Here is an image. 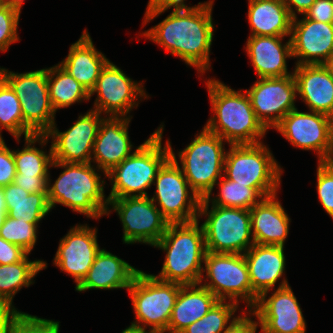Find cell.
I'll use <instances>...</instances> for the list:
<instances>
[{"instance_id":"10","label":"cell","mask_w":333,"mask_h":333,"mask_svg":"<svg viewBox=\"0 0 333 333\" xmlns=\"http://www.w3.org/2000/svg\"><path fill=\"white\" fill-rule=\"evenodd\" d=\"M3 77L20 101L24 138L45 135L55 124L56 113L50 102L47 68L21 74L3 68Z\"/></svg>"},{"instance_id":"44","label":"cell","mask_w":333,"mask_h":333,"mask_svg":"<svg viewBox=\"0 0 333 333\" xmlns=\"http://www.w3.org/2000/svg\"><path fill=\"white\" fill-rule=\"evenodd\" d=\"M49 177L16 175L13 183L29 193H47L48 182H51Z\"/></svg>"},{"instance_id":"30","label":"cell","mask_w":333,"mask_h":333,"mask_svg":"<svg viewBox=\"0 0 333 333\" xmlns=\"http://www.w3.org/2000/svg\"><path fill=\"white\" fill-rule=\"evenodd\" d=\"M3 193L7 215L13 219L21 217L38 227L39 221L51 210L47 193H29L14 183L4 186Z\"/></svg>"},{"instance_id":"50","label":"cell","mask_w":333,"mask_h":333,"mask_svg":"<svg viewBox=\"0 0 333 333\" xmlns=\"http://www.w3.org/2000/svg\"><path fill=\"white\" fill-rule=\"evenodd\" d=\"M323 65L327 68V70L333 77V52L331 53V55L328 57V59L326 60V62Z\"/></svg>"},{"instance_id":"7","label":"cell","mask_w":333,"mask_h":333,"mask_svg":"<svg viewBox=\"0 0 333 333\" xmlns=\"http://www.w3.org/2000/svg\"><path fill=\"white\" fill-rule=\"evenodd\" d=\"M223 171L225 178L256 188L265 198L277 194L283 172L262 142L230 145Z\"/></svg>"},{"instance_id":"11","label":"cell","mask_w":333,"mask_h":333,"mask_svg":"<svg viewBox=\"0 0 333 333\" xmlns=\"http://www.w3.org/2000/svg\"><path fill=\"white\" fill-rule=\"evenodd\" d=\"M171 157L158 170L153 184L155 195L151 200L158 202L161 214L169 223L197 220L201 198L189 186L179 166L169 140ZM190 190V191H189ZM192 193V194H191Z\"/></svg>"},{"instance_id":"3","label":"cell","mask_w":333,"mask_h":333,"mask_svg":"<svg viewBox=\"0 0 333 333\" xmlns=\"http://www.w3.org/2000/svg\"><path fill=\"white\" fill-rule=\"evenodd\" d=\"M199 220L170 223L162 238L154 245L166 252L157 279L181 285H195L203 281L206 254L204 231Z\"/></svg>"},{"instance_id":"53","label":"cell","mask_w":333,"mask_h":333,"mask_svg":"<svg viewBox=\"0 0 333 333\" xmlns=\"http://www.w3.org/2000/svg\"><path fill=\"white\" fill-rule=\"evenodd\" d=\"M122 333H151V332L122 331Z\"/></svg>"},{"instance_id":"9","label":"cell","mask_w":333,"mask_h":333,"mask_svg":"<svg viewBox=\"0 0 333 333\" xmlns=\"http://www.w3.org/2000/svg\"><path fill=\"white\" fill-rule=\"evenodd\" d=\"M182 151L181 170L192 191L201 199L212 195L217 180L223 176L226 152L223 139L205 128Z\"/></svg>"},{"instance_id":"8","label":"cell","mask_w":333,"mask_h":333,"mask_svg":"<svg viewBox=\"0 0 333 333\" xmlns=\"http://www.w3.org/2000/svg\"><path fill=\"white\" fill-rule=\"evenodd\" d=\"M202 215L207 217L202 224L206 251L244 254L254 245L249 209L212 205L209 210V202L203 198L198 217Z\"/></svg>"},{"instance_id":"54","label":"cell","mask_w":333,"mask_h":333,"mask_svg":"<svg viewBox=\"0 0 333 333\" xmlns=\"http://www.w3.org/2000/svg\"><path fill=\"white\" fill-rule=\"evenodd\" d=\"M0 4H5V5H7V0H0Z\"/></svg>"},{"instance_id":"36","label":"cell","mask_w":333,"mask_h":333,"mask_svg":"<svg viewBox=\"0 0 333 333\" xmlns=\"http://www.w3.org/2000/svg\"><path fill=\"white\" fill-rule=\"evenodd\" d=\"M2 128L11 133L18 142L20 141L23 134L21 104L5 80L0 83V139H2Z\"/></svg>"},{"instance_id":"42","label":"cell","mask_w":333,"mask_h":333,"mask_svg":"<svg viewBox=\"0 0 333 333\" xmlns=\"http://www.w3.org/2000/svg\"><path fill=\"white\" fill-rule=\"evenodd\" d=\"M16 173L13 150L7 147L2 138L0 139V187L13 183Z\"/></svg>"},{"instance_id":"4","label":"cell","mask_w":333,"mask_h":333,"mask_svg":"<svg viewBox=\"0 0 333 333\" xmlns=\"http://www.w3.org/2000/svg\"><path fill=\"white\" fill-rule=\"evenodd\" d=\"M91 165L52 162L51 167H61L64 171L53 185L48 182L47 198L51 209L59 203L88 218L99 219L110 214L109 199L104 195V180L101 181V175Z\"/></svg>"},{"instance_id":"25","label":"cell","mask_w":333,"mask_h":333,"mask_svg":"<svg viewBox=\"0 0 333 333\" xmlns=\"http://www.w3.org/2000/svg\"><path fill=\"white\" fill-rule=\"evenodd\" d=\"M276 195L264 198L250 209L254 244L284 246L290 218Z\"/></svg>"},{"instance_id":"12","label":"cell","mask_w":333,"mask_h":333,"mask_svg":"<svg viewBox=\"0 0 333 333\" xmlns=\"http://www.w3.org/2000/svg\"><path fill=\"white\" fill-rule=\"evenodd\" d=\"M203 272L207 277L203 287L210 290L218 300L239 304L238 298L252 310V286L244 254L211 253L206 251ZM209 282H206L207 279Z\"/></svg>"},{"instance_id":"22","label":"cell","mask_w":333,"mask_h":333,"mask_svg":"<svg viewBox=\"0 0 333 333\" xmlns=\"http://www.w3.org/2000/svg\"><path fill=\"white\" fill-rule=\"evenodd\" d=\"M252 286V309L258 298L275 287L285 271L284 246L254 244L245 253Z\"/></svg>"},{"instance_id":"38","label":"cell","mask_w":333,"mask_h":333,"mask_svg":"<svg viewBox=\"0 0 333 333\" xmlns=\"http://www.w3.org/2000/svg\"><path fill=\"white\" fill-rule=\"evenodd\" d=\"M20 10L0 4V51L8 50L11 43L19 41L17 28Z\"/></svg>"},{"instance_id":"15","label":"cell","mask_w":333,"mask_h":333,"mask_svg":"<svg viewBox=\"0 0 333 333\" xmlns=\"http://www.w3.org/2000/svg\"><path fill=\"white\" fill-rule=\"evenodd\" d=\"M250 313L258 318L262 333H306L300 305L285 278L268 299L261 295Z\"/></svg>"},{"instance_id":"26","label":"cell","mask_w":333,"mask_h":333,"mask_svg":"<svg viewBox=\"0 0 333 333\" xmlns=\"http://www.w3.org/2000/svg\"><path fill=\"white\" fill-rule=\"evenodd\" d=\"M138 271L116 255L101 249L75 290L82 292L89 289H128Z\"/></svg>"},{"instance_id":"6","label":"cell","mask_w":333,"mask_h":333,"mask_svg":"<svg viewBox=\"0 0 333 333\" xmlns=\"http://www.w3.org/2000/svg\"><path fill=\"white\" fill-rule=\"evenodd\" d=\"M181 286L175 282L162 281L153 274H146L139 270L127 289L136 315L135 322L123 331L167 332L172 309ZM147 326L149 329L151 327L150 331H146Z\"/></svg>"},{"instance_id":"32","label":"cell","mask_w":333,"mask_h":333,"mask_svg":"<svg viewBox=\"0 0 333 333\" xmlns=\"http://www.w3.org/2000/svg\"><path fill=\"white\" fill-rule=\"evenodd\" d=\"M24 140L26 141L25 146L21 151L19 149L13 150L16 175L49 176L48 170L53 162L52 147H50L49 154H46L43 149L40 150L34 146L36 142L41 145L47 144L48 137L46 135H32Z\"/></svg>"},{"instance_id":"18","label":"cell","mask_w":333,"mask_h":333,"mask_svg":"<svg viewBox=\"0 0 333 333\" xmlns=\"http://www.w3.org/2000/svg\"><path fill=\"white\" fill-rule=\"evenodd\" d=\"M89 110L66 131L59 132L54 124L45 134L52 137L53 161L63 163H91L92 150L102 117Z\"/></svg>"},{"instance_id":"35","label":"cell","mask_w":333,"mask_h":333,"mask_svg":"<svg viewBox=\"0 0 333 333\" xmlns=\"http://www.w3.org/2000/svg\"><path fill=\"white\" fill-rule=\"evenodd\" d=\"M237 308L238 304L234 302L218 300L206 315L181 333H224L240 317H233Z\"/></svg>"},{"instance_id":"27","label":"cell","mask_w":333,"mask_h":333,"mask_svg":"<svg viewBox=\"0 0 333 333\" xmlns=\"http://www.w3.org/2000/svg\"><path fill=\"white\" fill-rule=\"evenodd\" d=\"M108 62L104 54L93 45L87 30H84L80 39L70 46L68 56L59 65L91 93Z\"/></svg>"},{"instance_id":"31","label":"cell","mask_w":333,"mask_h":333,"mask_svg":"<svg viewBox=\"0 0 333 333\" xmlns=\"http://www.w3.org/2000/svg\"><path fill=\"white\" fill-rule=\"evenodd\" d=\"M47 81L50 102L55 112L90 99V93L59 64L47 68Z\"/></svg>"},{"instance_id":"24","label":"cell","mask_w":333,"mask_h":333,"mask_svg":"<svg viewBox=\"0 0 333 333\" xmlns=\"http://www.w3.org/2000/svg\"><path fill=\"white\" fill-rule=\"evenodd\" d=\"M283 38L249 36L245 49L259 78L293 75L286 64V58L292 57L291 39L282 44Z\"/></svg>"},{"instance_id":"39","label":"cell","mask_w":333,"mask_h":333,"mask_svg":"<svg viewBox=\"0 0 333 333\" xmlns=\"http://www.w3.org/2000/svg\"><path fill=\"white\" fill-rule=\"evenodd\" d=\"M317 193L319 201L333 219V163L318 162Z\"/></svg>"},{"instance_id":"14","label":"cell","mask_w":333,"mask_h":333,"mask_svg":"<svg viewBox=\"0 0 333 333\" xmlns=\"http://www.w3.org/2000/svg\"><path fill=\"white\" fill-rule=\"evenodd\" d=\"M310 112L293 109L274 128L293 146L314 150L318 162H330L333 158V118Z\"/></svg>"},{"instance_id":"37","label":"cell","mask_w":333,"mask_h":333,"mask_svg":"<svg viewBox=\"0 0 333 333\" xmlns=\"http://www.w3.org/2000/svg\"><path fill=\"white\" fill-rule=\"evenodd\" d=\"M37 226L33 223L21 220V217L13 219L6 215L0 228V237L4 240L20 246L28 254L32 251L37 241Z\"/></svg>"},{"instance_id":"5","label":"cell","mask_w":333,"mask_h":333,"mask_svg":"<svg viewBox=\"0 0 333 333\" xmlns=\"http://www.w3.org/2000/svg\"><path fill=\"white\" fill-rule=\"evenodd\" d=\"M163 126L107 173L112 185L109 200L148 196L145 190L155 182L158 170L171 157L168 141L162 148Z\"/></svg>"},{"instance_id":"34","label":"cell","mask_w":333,"mask_h":333,"mask_svg":"<svg viewBox=\"0 0 333 333\" xmlns=\"http://www.w3.org/2000/svg\"><path fill=\"white\" fill-rule=\"evenodd\" d=\"M219 184V195L216 198H211V195H207L204 199L214 206L231 207L251 209L254 205L260 203L265 197L256 189L247 187L246 185L237 184L232 180H229L222 176ZM212 199V200H210Z\"/></svg>"},{"instance_id":"40","label":"cell","mask_w":333,"mask_h":333,"mask_svg":"<svg viewBox=\"0 0 333 333\" xmlns=\"http://www.w3.org/2000/svg\"><path fill=\"white\" fill-rule=\"evenodd\" d=\"M9 333H59V322L22 312L15 319Z\"/></svg>"},{"instance_id":"49","label":"cell","mask_w":333,"mask_h":333,"mask_svg":"<svg viewBox=\"0 0 333 333\" xmlns=\"http://www.w3.org/2000/svg\"><path fill=\"white\" fill-rule=\"evenodd\" d=\"M7 215L3 187H0V228L3 225L4 219Z\"/></svg>"},{"instance_id":"43","label":"cell","mask_w":333,"mask_h":333,"mask_svg":"<svg viewBox=\"0 0 333 333\" xmlns=\"http://www.w3.org/2000/svg\"><path fill=\"white\" fill-rule=\"evenodd\" d=\"M304 15L313 21L333 24V1L315 0Z\"/></svg>"},{"instance_id":"29","label":"cell","mask_w":333,"mask_h":333,"mask_svg":"<svg viewBox=\"0 0 333 333\" xmlns=\"http://www.w3.org/2000/svg\"><path fill=\"white\" fill-rule=\"evenodd\" d=\"M250 36L291 35L293 17L282 0H248Z\"/></svg>"},{"instance_id":"13","label":"cell","mask_w":333,"mask_h":333,"mask_svg":"<svg viewBox=\"0 0 333 333\" xmlns=\"http://www.w3.org/2000/svg\"><path fill=\"white\" fill-rule=\"evenodd\" d=\"M108 205L123 224L125 244L142 242L154 246L170 224L149 196L111 199Z\"/></svg>"},{"instance_id":"21","label":"cell","mask_w":333,"mask_h":333,"mask_svg":"<svg viewBox=\"0 0 333 333\" xmlns=\"http://www.w3.org/2000/svg\"><path fill=\"white\" fill-rule=\"evenodd\" d=\"M131 118H102L95 139L91 162L97 163L96 168L102 170L107 177L115 166L132 154V144L129 139L128 126Z\"/></svg>"},{"instance_id":"51","label":"cell","mask_w":333,"mask_h":333,"mask_svg":"<svg viewBox=\"0 0 333 333\" xmlns=\"http://www.w3.org/2000/svg\"><path fill=\"white\" fill-rule=\"evenodd\" d=\"M23 2H24V0H7V5L14 7L21 11Z\"/></svg>"},{"instance_id":"19","label":"cell","mask_w":333,"mask_h":333,"mask_svg":"<svg viewBox=\"0 0 333 333\" xmlns=\"http://www.w3.org/2000/svg\"><path fill=\"white\" fill-rule=\"evenodd\" d=\"M100 250L97 229L77 225L61 238L53 264L74 277L77 286L86 276Z\"/></svg>"},{"instance_id":"46","label":"cell","mask_w":333,"mask_h":333,"mask_svg":"<svg viewBox=\"0 0 333 333\" xmlns=\"http://www.w3.org/2000/svg\"><path fill=\"white\" fill-rule=\"evenodd\" d=\"M28 253L20 246L0 237V265H9L21 261Z\"/></svg>"},{"instance_id":"2","label":"cell","mask_w":333,"mask_h":333,"mask_svg":"<svg viewBox=\"0 0 333 333\" xmlns=\"http://www.w3.org/2000/svg\"><path fill=\"white\" fill-rule=\"evenodd\" d=\"M206 86L214 116L204 128L230 145L260 143L268 129L256 117L247 92L235 91L214 78Z\"/></svg>"},{"instance_id":"1","label":"cell","mask_w":333,"mask_h":333,"mask_svg":"<svg viewBox=\"0 0 333 333\" xmlns=\"http://www.w3.org/2000/svg\"><path fill=\"white\" fill-rule=\"evenodd\" d=\"M212 9V5L173 9L163 21L142 35L203 74L210 69L214 31Z\"/></svg>"},{"instance_id":"17","label":"cell","mask_w":333,"mask_h":333,"mask_svg":"<svg viewBox=\"0 0 333 333\" xmlns=\"http://www.w3.org/2000/svg\"><path fill=\"white\" fill-rule=\"evenodd\" d=\"M245 91L256 117L267 129L274 128L290 111L296 109L297 86L293 75L259 78L250 90Z\"/></svg>"},{"instance_id":"47","label":"cell","mask_w":333,"mask_h":333,"mask_svg":"<svg viewBox=\"0 0 333 333\" xmlns=\"http://www.w3.org/2000/svg\"><path fill=\"white\" fill-rule=\"evenodd\" d=\"M243 311L242 315L224 332V333H256L257 327L259 325L258 321H253Z\"/></svg>"},{"instance_id":"20","label":"cell","mask_w":333,"mask_h":333,"mask_svg":"<svg viewBox=\"0 0 333 333\" xmlns=\"http://www.w3.org/2000/svg\"><path fill=\"white\" fill-rule=\"evenodd\" d=\"M293 18L291 28L292 57L296 65L324 64L333 52V24L313 21L305 15Z\"/></svg>"},{"instance_id":"52","label":"cell","mask_w":333,"mask_h":333,"mask_svg":"<svg viewBox=\"0 0 333 333\" xmlns=\"http://www.w3.org/2000/svg\"><path fill=\"white\" fill-rule=\"evenodd\" d=\"M4 80L3 77V68H0V83Z\"/></svg>"},{"instance_id":"48","label":"cell","mask_w":333,"mask_h":333,"mask_svg":"<svg viewBox=\"0 0 333 333\" xmlns=\"http://www.w3.org/2000/svg\"><path fill=\"white\" fill-rule=\"evenodd\" d=\"M282 1L286 5L290 15L293 18L296 17V12L304 15L315 2V0H282Z\"/></svg>"},{"instance_id":"28","label":"cell","mask_w":333,"mask_h":333,"mask_svg":"<svg viewBox=\"0 0 333 333\" xmlns=\"http://www.w3.org/2000/svg\"><path fill=\"white\" fill-rule=\"evenodd\" d=\"M217 301V297L201 284L182 285L172 309L168 333H181L206 315Z\"/></svg>"},{"instance_id":"45","label":"cell","mask_w":333,"mask_h":333,"mask_svg":"<svg viewBox=\"0 0 333 333\" xmlns=\"http://www.w3.org/2000/svg\"><path fill=\"white\" fill-rule=\"evenodd\" d=\"M12 305V301L0 295V333H9L15 319L21 314Z\"/></svg>"},{"instance_id":"16","label":"cell","mask_w":333,"mask_h":333,"mask_svg":"<svg viewBox=\"0 0 333 333\" xmlns=\"http://www.w3.org/2000/svg\"><path fill=\"white\" fill-rule=\"evenodd\" d=\"M97 98L94 109L100 114L104 112L112 117H126L138 102L137 98L148 97L142 84L132 81L123 71L109 61L102 69L90 98L94 93ZM139 96V97H138Z\"/></svg>"},{"instance_id":"33","label":"cell","mask_w":333,"mask_h":333,"mask_svg":"<svg viewBox=\"0 0 333 333\" xmlns=\"http://www.w3.org/2000/svg\"><path fill=\"white\" fill-rule=\"evenodd\" d=\"M27 254L21 261L0 265V295L11 301L14 295L22 288L29 287L33 278L39 271L47 268V263L41 260L31 261Z\"/></svg>"},{"instance_id":"23","label":"cell","mask_w":333,"mask_h":333,"mask_svg":"<svg viewBox=\"0 0 333 333\" xmlns=\"http://www.w3.org/2000/svg\"><path fill=\"white\" fill-rule=\"evenodd\" d=\"M297 94L310 111L333 118V77L323 64L296 65L293 71Z\"/></svg>"},{"instance_id":"41","label":"cell","mask_w":333,"mask_h":333,"mask_svg":"<svg viewBox=\"0 0 333 333\" xmlns=\"http://www.w3.org/2000/svg\"><path fill=\"white\" fill-rule=\"evenodd\" d=\"M185 0H149L148 6L146 8L145 17L143 25L153 20L158 15L165 12L167 9L173 7V9H191L201 6H213V1L198 3V5L193 7H187L184 3Z\"/></svg>"}]
</instances>
